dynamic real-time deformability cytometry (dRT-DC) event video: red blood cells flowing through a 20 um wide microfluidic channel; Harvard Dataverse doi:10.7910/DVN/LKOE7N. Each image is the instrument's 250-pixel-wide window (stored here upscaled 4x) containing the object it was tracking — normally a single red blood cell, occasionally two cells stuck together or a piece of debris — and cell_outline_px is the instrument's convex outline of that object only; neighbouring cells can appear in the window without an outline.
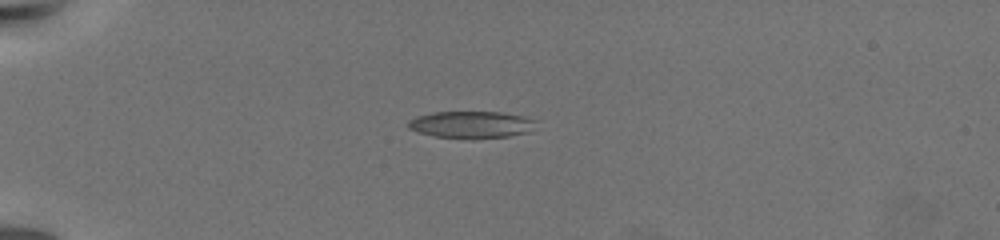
{"species": "common noctule bat (a hibernating species)", "species_latin": "Nyctalus noctula", "temperature_condition": "warm", "stored_images_in_passage": 23, "camera_frame_rate_fps": 3000, "um_per_image_px": 0.085, "animal": {"sex": "female", "body_mass_g": 19.5, "forearm_length_mm": 54.1}, "frame": {"image": 1, "passage_image": 6, "time_ms": 5.333, "image_size_px": [1000, 240], "cell_outline_px": [[536, 120], [528, 132], [508, 136], [472, 140], [436, 136], [420, 132], [408, 128], [408, 120], [416, 116], [432, 112], [500, 112], [520, 116]], "centroid_in_image_um": [40.01, 10.6], "position_along_channel_um": 45.0, "area_um2": 20.06}}
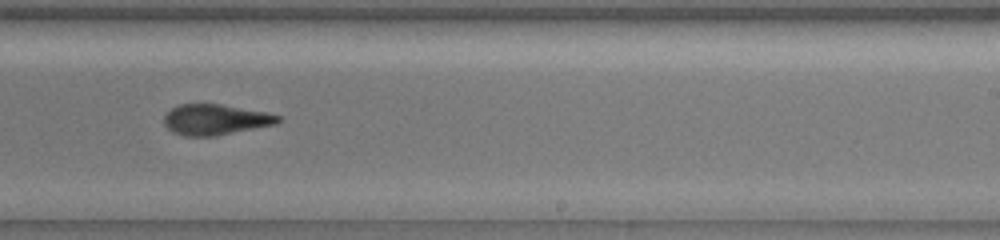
{"frame": {"image": 2, "passage_image": 15, "time_ms": 13.667, "image_size_px": [1000, 240], "cell_outline_px": [[280, 120], [276, 124], [216, 136], [184, 136], [172, 132], [164, 124], [164, 116], [172, 108], [180, 104], [220, 104], [264, 112], [280, 116]], "centroid_in_image_um": [18.28, 10.17], "position_along_channel_um": 270.7, "area_um2": 20.17}}
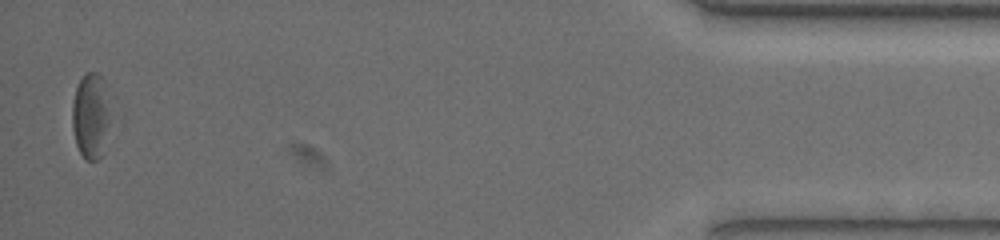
{"frame": {"image": 3, "passage_image": 23, "time_ms": 20.667, "image_size_px": [1000, 240], "cell_outline_px": [[124, 124], [100, 156], [96, 160], [84, 160], [76, 144], [72, 128], [72, 104], [76, 88], [84, 72], [96, 72], [104, 80], [124, 116]], "centroid_in_image_um": [8.05, 9.88], "position_along_channel_um": 427.2, "area_um2": 23.24}, "authors_computed_cell_mechanics": {"area_um2": 20.808, "velocity_mm_per_s": 3.2667, "shape_relaxation_time_tau1_ms": 6.0735, "shape_relaxation_time_tau2_ms": 3.3794, "deformation_change_tau1": 0.1677, "deformation_change_tau2": 0.1103}}